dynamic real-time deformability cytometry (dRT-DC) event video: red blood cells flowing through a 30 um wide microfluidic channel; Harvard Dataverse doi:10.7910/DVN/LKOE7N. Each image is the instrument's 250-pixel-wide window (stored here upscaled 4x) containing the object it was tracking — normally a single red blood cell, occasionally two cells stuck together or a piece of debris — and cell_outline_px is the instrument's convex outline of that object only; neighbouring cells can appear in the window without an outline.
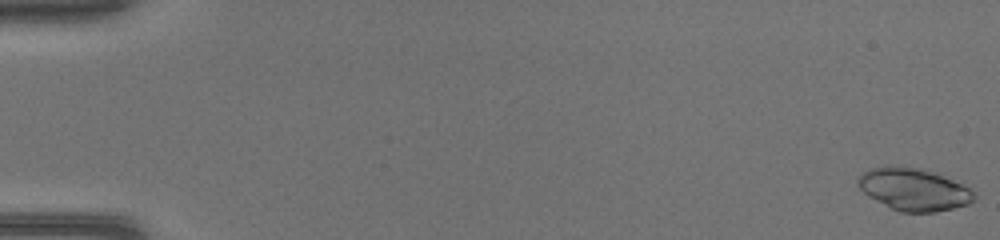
{"species": "common noctule bat (a hibernating species)", "species_latin": "Nyctalus noctula", "temperature_condition": "warm", "stored_images_in_passage": 47, "camera_frame_rate_fps": 3000, "um_per_image_px": 0.085, "animal": {"sex": "female", "body_mass_g": 17.0, "forearm_length_mm": 48.0}, "frame": {"image": 1, "passage_image": 1, "time_ms": 0.0, "image_size_px": [1000, 240], "cell_outline_px": [[976, 196], [968, 204], [936, 212], [900, 212], [868, 196], [856, 184], [856, 180], [860, 172], [884, 164], [904, 164], [920, 168], [944, 176], [968, 188]], "centroid_in_image_um": [77.58, 16.05], "position_along_channel_um": 7.4, "area_um2": 28.84}}
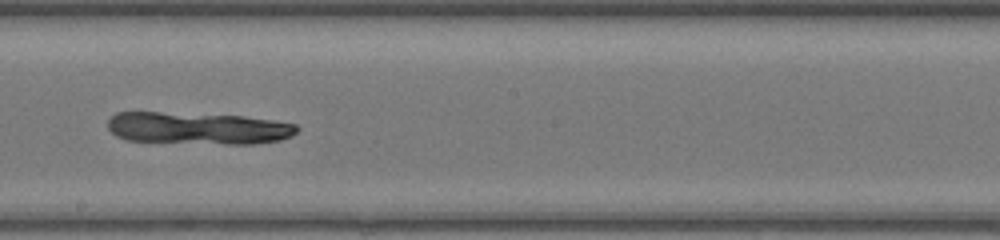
{"frame": {"image": 2, "passage_image": 28, "time_ms": 9.0, "image_size_px": [1000, 240], "cell_outline_px": [[300, 128], [292, 136], [280, 140], [252, 144], [224, 144], [128, 140], [116, 136], [108, 128], [108, 120], [116, 112], [160, 112], [244, 116], [272, 120], [296, 124]], "centroid_in_image_um": [16.85, 10.89], "position_along_channel_um": 231.4, "area_um2": 35.37}}
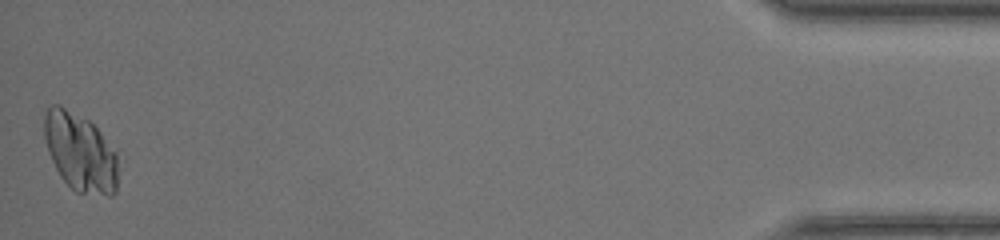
{"frame": {"image": 3, "passage_image": 47, "time_ms": 15.333, "image_size_px": [1000, 240], "cell_outline_px": [[116, 192], [112, 196], [108, 196], [76, 192], [60, 176], [48, 152], [44, 136], [44, 116], [48, 108], [52, 104], [60, 104], [88, 120], [100, 132], [116, 152]], "centroid_in_image_um": [6.79, 12.93], "position_along_channel_um": 428.4, "area_um2": 33.47}}